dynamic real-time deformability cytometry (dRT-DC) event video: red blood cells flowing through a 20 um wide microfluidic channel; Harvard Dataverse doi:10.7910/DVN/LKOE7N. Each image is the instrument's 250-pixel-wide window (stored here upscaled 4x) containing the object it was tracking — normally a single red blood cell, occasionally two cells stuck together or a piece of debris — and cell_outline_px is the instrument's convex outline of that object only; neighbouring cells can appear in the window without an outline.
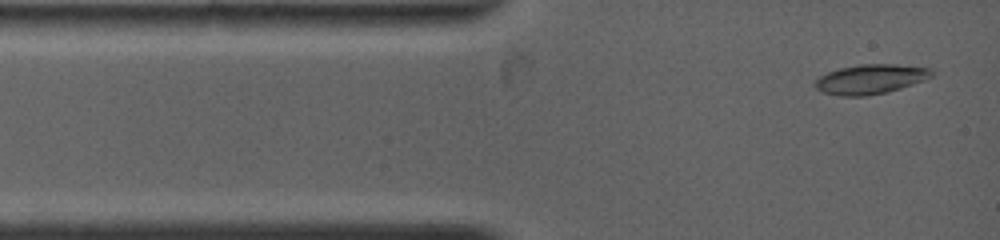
{"species": "common noctule bat (a hibernating species)", "species_latin": "Nyctalus noctula", "temperature_condition": "warm", "stored_images_in_passage": 7, "camera_frame_rate_fps": 4500, "um_per_image_px": 0.085, "animal": {"sex": "female", "body_mass_g": 19.0, "forearm_length_mm": 53.3}, "frame": {"image": 1, "passage_image": 1, "time_ms": 0.0, "image_size_px": [1000, 240], "cell_outline_px": [[932, 76], [924, 80], [888, 92], [868, 96], [840, 96], [824, 92], [816, 88], [816, 80], [820, 76], [828, 72], [840, 68], [860, 64], [896, 64], [932, 68]], "centroid_in_image_um": [74.01, 6.72], "position_along_channel_um": 11.0, "area_um2": 20.0}}
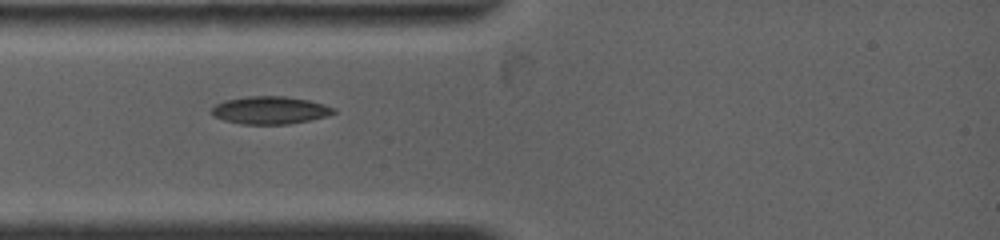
{"frame": {"image": 2, "passage_image": 4, "time_ms": 2.222, "image_size_px": [1000, 240], "cell_outline_px": [[336, 112], [328, 116], [288, 124], [240, 124], [224, 120], [212, 116], [212, 108], [216, 104], [224, 100], [248, 96], [284, 96], [308, 100], [324, 104], [336, 108]], "centroid_in_image_um": [22.95, 9.37], "position_along_channel_um": 62.0, "area_um2": 19.71}}
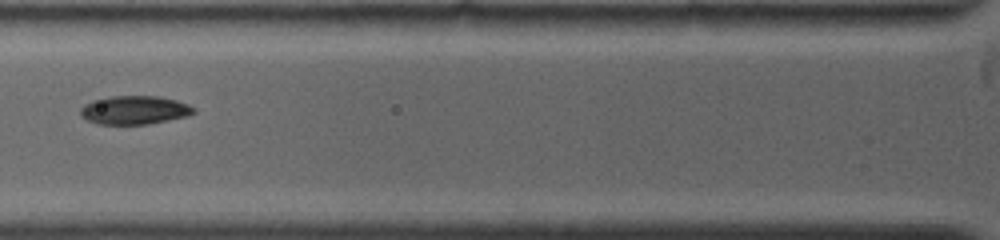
{"frame": {"image": 3, "passage_image": 6, "time_ms": 3.556, "image_size_px": [1000, 240], "cell_outline_px": [[196, 112], [188, 116], [148, 124], [100, 124], [88, 120], [80, 116], [80, 108], [84, 104], [92, 100], [112, 96], [160, 96], [176, 100], [188, 104], [196, 108]], "centroid_in_image_um": [11.44, 9.35], "position_along_channel_um": 114.4, "area_um2": 18.96}}